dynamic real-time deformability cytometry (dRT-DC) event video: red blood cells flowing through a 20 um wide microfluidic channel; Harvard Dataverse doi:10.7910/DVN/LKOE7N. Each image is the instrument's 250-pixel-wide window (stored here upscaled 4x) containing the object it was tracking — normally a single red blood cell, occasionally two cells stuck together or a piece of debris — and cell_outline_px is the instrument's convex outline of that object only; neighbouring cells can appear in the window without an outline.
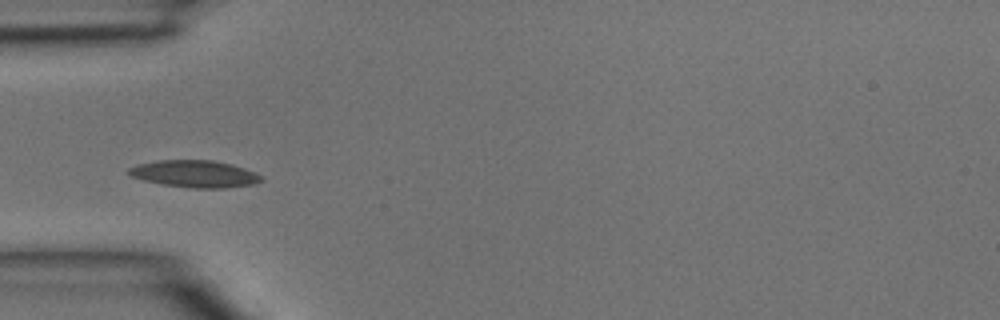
{"species": "common noctule bat (a hibernating species)", "species_latin": "Nyctalus noctula", "temperature_condition": "room temperature", "stored_images_in_passage": 3, "camera_frame_rate_fps": 3000, "um_per_image_px": 0.085, "animal": {"sex": "male", "body_mass_g": 15.6}, "frame": {"image": 1, "passage_image": 2, "time_ms": 0.333, "image_size_px": [1000, 320], "cell_outline_px": [[264, 180], [252, 184], [224, 188], [188, 188], [164, 184], [144, 180], [132, 176], [124, 172], [128, 168], [136, 164], [160, 160], [212, 160], [232, 164], [244, 168], [264, 176]], "centroid_in_image_um": [16.54, 14.77], "position_along_channel_um": 68.5, "area_um2": 20.98}}